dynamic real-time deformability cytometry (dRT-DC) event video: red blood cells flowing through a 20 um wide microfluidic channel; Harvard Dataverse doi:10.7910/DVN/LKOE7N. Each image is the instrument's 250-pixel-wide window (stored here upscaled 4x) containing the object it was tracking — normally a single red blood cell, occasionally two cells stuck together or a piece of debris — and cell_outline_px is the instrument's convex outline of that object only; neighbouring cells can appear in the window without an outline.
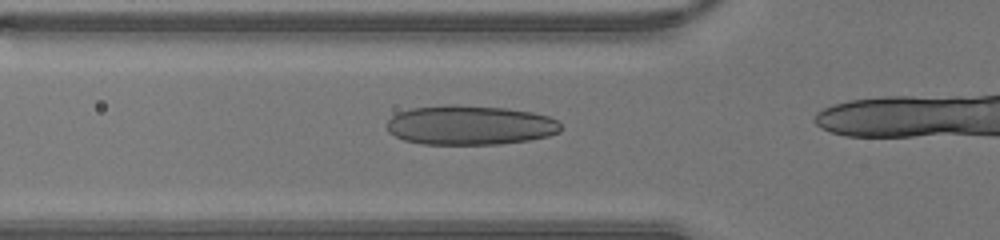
{"species": "human", "species_latin": "Homo sapiens", "temperature_condition": "warm", "stored_images_in_passage": 14, "camera_frame_rate_fps": 3000, "um_per_image_px": 0.085, "donor": {"sex": "male"}, "frame": {"image": 1, "passage_image": 10, "time_ms": 3.0, "image_size_px": [1000, 240], "cell_outline_px": [[560, 132], [548, 136], [528, 140], [500, 144], [424, 144], [404, 140], [388, 132], [388, 120], [396, 112], [412, 108], [452, 104], [456, 104], [508, 108], [532, 112], [548, 116], [556, 120], [560, 124]], "centroid_in_image_um": [39.94, 10.63], "position_along_channel_um": 85.9, "area_um2": 40.11}}
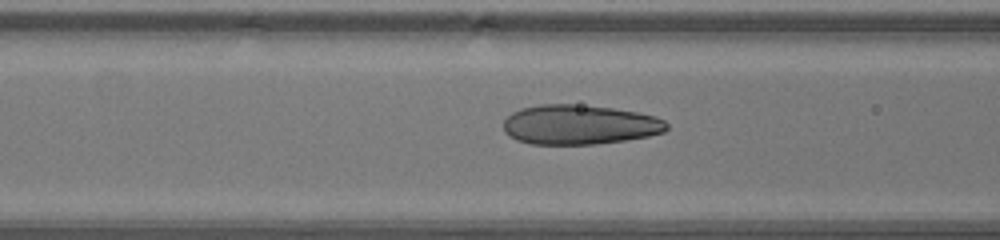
{"frame": {"image": 2, "passage_image": 12, "time_ms": 3.667, "image_size_px": [1000, 240], "cell_outline_px": [[668, 128], [664, 132], [648, 136], [624, 140], [596, 144], [528, 144], [516, 140], [508, 136], [504, 132], [504, 120], [512, 112], [520, 108], [540, 104], [572, 104], [612, 108], [636, 112], [656, 116], [664, 120], [668, 124]], "centroid_in_image_um": [49.23, 10.6], "position_along_channel_um": 117.4, "area_um2": 37.86}}